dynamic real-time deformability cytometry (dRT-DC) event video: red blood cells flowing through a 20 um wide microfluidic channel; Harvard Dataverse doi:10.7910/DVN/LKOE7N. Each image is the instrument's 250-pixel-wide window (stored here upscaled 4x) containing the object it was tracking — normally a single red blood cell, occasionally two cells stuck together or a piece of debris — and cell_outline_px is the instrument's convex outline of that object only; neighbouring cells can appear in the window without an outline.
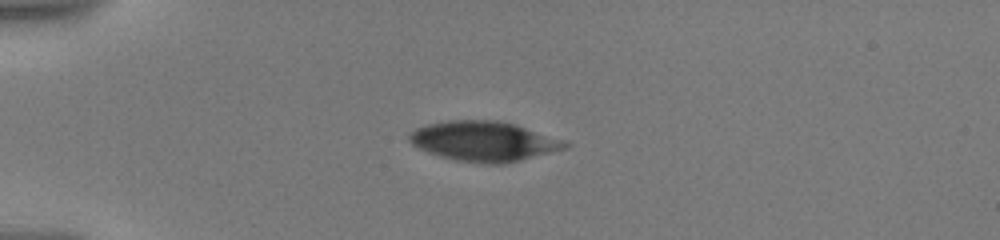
{"species": "human", "species_latin": "Homo sapiens", "temperature_condition": "warm", "stored_images_in_passage": 10, "camera_frame_rate_fps": 3000, "um_per_image_px": 0.085, "donor": {"sex": "male"}, "frame": {"image": 1, "passage_image": 9, "time_ms": 4.667, "image_size_px": [1000, 240], "cell_outline_px": [[572, 144], [564, 148], [520, 160], [504, 164], [488, 164], [456, 160], [440, 156], [428, 152], [412, 144], [408, 140], [408, 132], [416, 128], [428, 124], [448, 120], [492, 120], [512, 124]], "centroid_in_image_um": [41.02, 12.01], "position_along_channel_um": 44.0, "area_um2": 35.43}}